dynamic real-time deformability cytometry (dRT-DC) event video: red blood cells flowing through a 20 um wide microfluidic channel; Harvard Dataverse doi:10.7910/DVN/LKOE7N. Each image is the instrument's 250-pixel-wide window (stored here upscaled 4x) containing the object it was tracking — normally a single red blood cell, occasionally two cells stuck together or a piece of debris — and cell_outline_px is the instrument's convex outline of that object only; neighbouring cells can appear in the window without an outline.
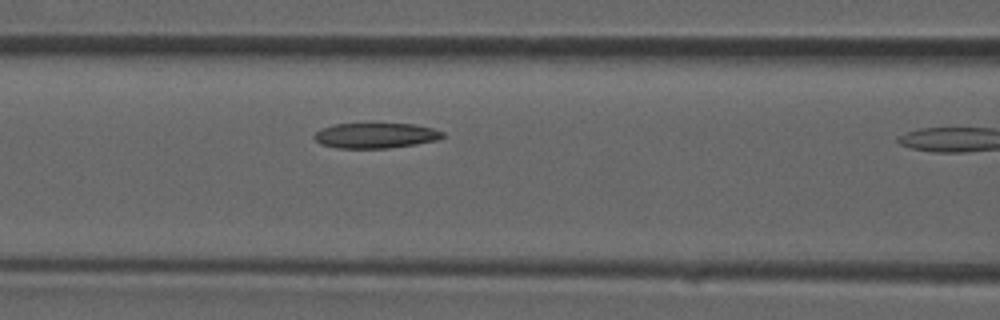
{"species": "common noctule bat (a hibernating species)", "species_latin": "Nyctalus noctula", "temperature_condition": "room temperature", "stored_images_in_passage": 10, "camera_frame_rate_fps": 3000, "um_per_image_px": 0.085, "animal": {"sex": "male", "forearm_length_mm": 52.5}, "frame": {"image": 1, "passage_image": 9, "time_ms": 2.667, "image_size_px": [1000, 320], "cell_outline_px": [[444, 136], [440, 140], [416, 144], [388, 148], [336, 148], [320, 144], [312, 136], [320, 128], [332, 124], [372, 120], [416, 124], [432, 128], [444, 132]], "centroid_in_image_um": [31.91, 11.45], "position_along_channel_um": 134.7, "area_um2": 20.29}}